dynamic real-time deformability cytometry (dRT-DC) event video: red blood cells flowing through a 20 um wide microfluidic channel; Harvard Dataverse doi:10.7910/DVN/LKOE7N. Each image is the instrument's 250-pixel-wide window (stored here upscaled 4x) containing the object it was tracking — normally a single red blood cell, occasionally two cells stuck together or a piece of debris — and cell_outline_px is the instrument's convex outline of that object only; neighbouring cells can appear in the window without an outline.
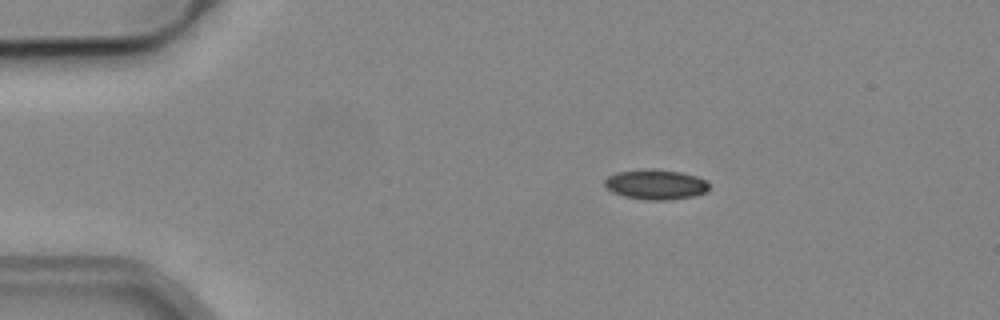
{"species": "common noctule bat (a hibernating species)", "species_latin": "Nyctalus noctula", "temperature_condition": "cold", "stored_images_in_passage": 6, "camera_frame_rate_fps": 3000, "um_per_image_px": 0.085, "animal": {"sex": "male", "body_mass_g": 19.2, "forearm_length_mm": 51.8}, "frame": {"image": 1, "passage_image": 2, "time_ms": 0.333, "image_size_px": [1000, 320], "cell_outline_px": [[708, 192], [696, 196], [668, 200], [648, 200], [624, 196], [612, 192], [604, 188], [604, 180], [608, 176], [616, 172], [680, 172], [696, 176], [708, 180]], "centroid_in_image_um": [55.77, 15.74], "position_along_channel_um": 29.2, "area_um2": 17.63}}
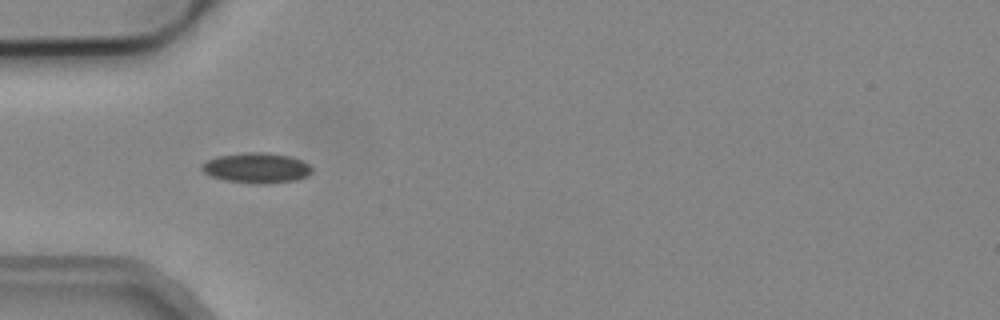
{"frame": {"image": 2, "passage_image": 4, "time_ms": 1.0, "image_size_px": [1000, 320], "cell_outline_px": [[312, 172], [308, 176], [296, 180], [264, 184], [260, 184], [224, 180], [212, 176], [204, 172], [200, 168], [200, 164], [216, 156], [244, 152], [260, 152], [288, 156], [300, 160], [308, 164], [312, 168]], "centroid_in_image_um": [21.79, 14.27], "position_along_channel_um": 63.2, "area_um2": 19.36}}